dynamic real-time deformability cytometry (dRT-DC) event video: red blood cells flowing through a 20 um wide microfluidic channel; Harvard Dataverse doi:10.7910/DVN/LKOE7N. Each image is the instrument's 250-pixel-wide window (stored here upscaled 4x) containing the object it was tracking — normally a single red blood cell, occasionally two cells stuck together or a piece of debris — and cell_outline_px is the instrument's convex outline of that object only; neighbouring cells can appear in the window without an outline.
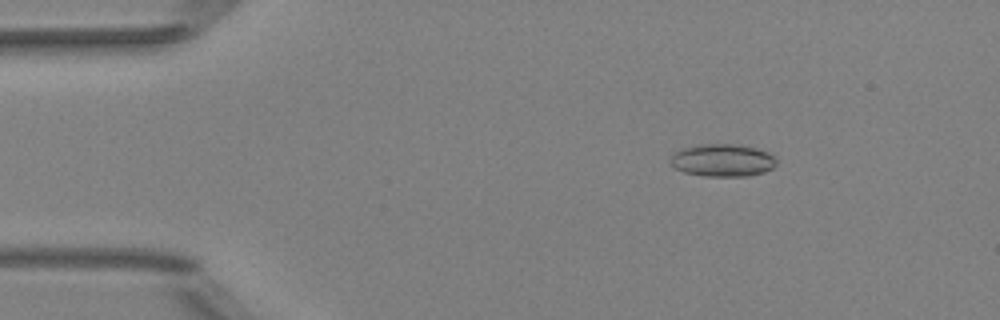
{"species": "Egyptian fruit bat (a non-hibernating species)", "species_latin": "Rousettus aegyptiacus", "temperature_condition": "room temperature", "stored_images_in_passage": 47, "camera_frame_rate_fps": 3000, "um_per_image_px": 0.085, "animal": {"sex": "female"}, "frame": {"image": 1, "passage_image": 3, "time_ms": 0.667, "image_size_px": [1000, 320], "cell_outline_px": [[776, 164], [772, 168], [764, 172], [748, 176], [704, 176], [684, 172], [676, 168], [672, 164], [672, 156], [680, 148], [700, 144], [736, 144], [756, 148], [768, 152], [776, 160]], "centroid_in_image_um": [61.43, 13.62], "position_along_channel_um": 23.6, "area_um2": 20.0}}
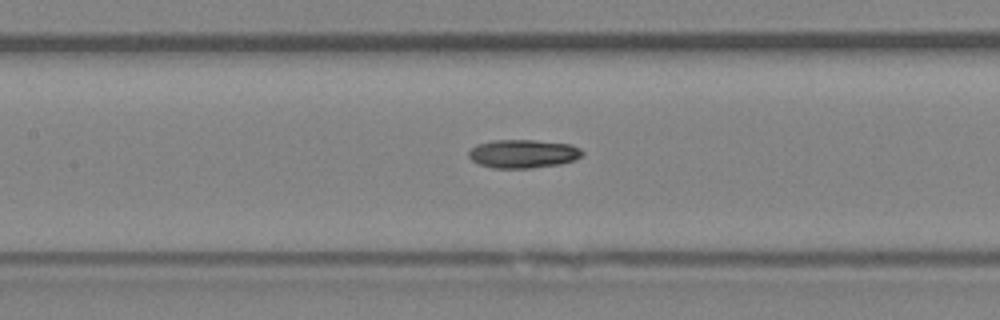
{"frame": {"image": 2, "passage_image": 19, "time_ms": 6.0, "image_size_px": [1000, 320], "cell_outline_px": [[584, 152], [576, 160], [560, 164], [532, 168], [492, 168], [480, 164], [472, 160], [468, 156], [468, 152], [476, 144], [492, 140], [536, 140], [572, 144], [580, 148]], "centroid_in_image_um": [44.48, 13.06], "position_along_channel_um": 162.9, "area_um2": 19.02}}
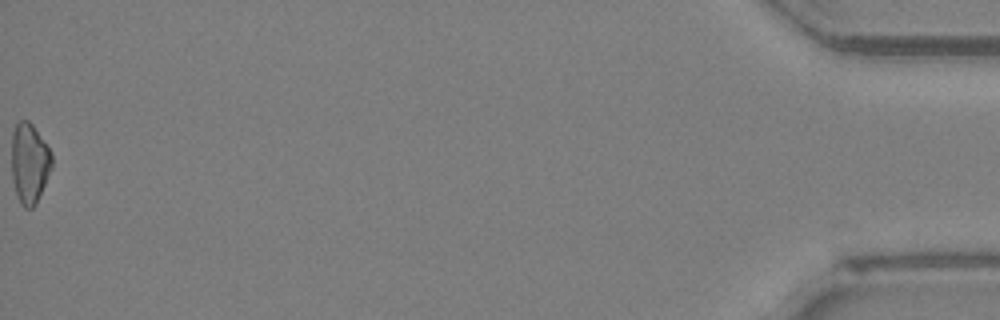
{"frame": {"image": 3, "passage_image": 47, "time_ms": 15.333, "image_size_px": [1000, 320], "cell_outline_px": [[52, 168], [36, 204], [32, 208], [24, 208], [20, 204], [16, 196], [12, 180], [12, 132], [16, 124], [20, 120], [28, 120], [32, 124], [52, 152]], "centroid_in_image_um": [2.5, 13.89], "position_along_channel_um": 432.7, "area_um2": 19.02}, "authors_computed_cell_mechanics": {"area_um2": 18.5538, "velocity_mm_per_s": 4.0226, "shape_relaxation_time_tau1_ms": 4.1976, "shape_relaxation_time_tau2_ms": 6.1307, "deformation_change_tau1": 0.1558, "deformation_change_tau2": 0.1287}}